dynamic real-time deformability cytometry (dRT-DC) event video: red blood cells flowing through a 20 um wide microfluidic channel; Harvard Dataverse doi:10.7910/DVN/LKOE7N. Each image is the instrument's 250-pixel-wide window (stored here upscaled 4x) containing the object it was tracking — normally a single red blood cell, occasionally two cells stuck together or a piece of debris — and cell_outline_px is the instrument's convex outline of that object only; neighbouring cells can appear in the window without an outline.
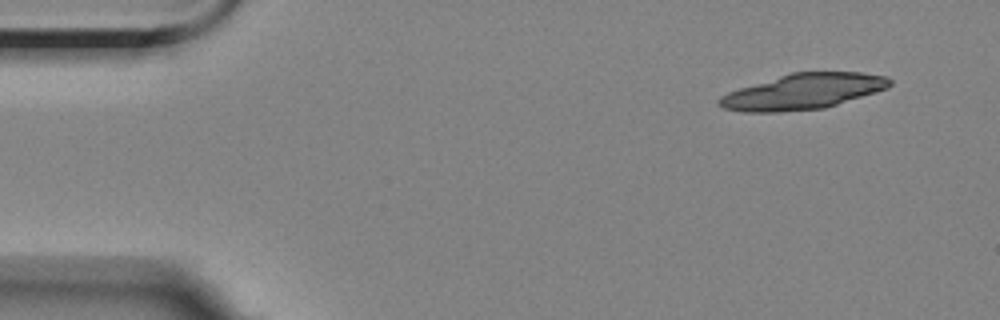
{"species": "Egyptian fruit bat (a non-hibernating species)", "species_latin": "Rousettus aegyptiacus", "temperature_condition": "room temperature", "stored_images_in_passage": 4, "camera_frame_rate_fps": 3000, "um_per_image_px": 0.085, "animal": {"sex": "female"}, "frame": {"image": 1, "passage_image": 1, "time_ms": 0.0, "image_size_px": [1000, 320], "cell_outline_px": [[892, 84], [888, 88], [876, 92], [824, 108], [780, 112], [744, 112], [724, 108], [716, 104], [716, 100], [720, 96], [728, 92], [740, 88], [792, 72], [860, 72], [888, 76], [892, 80]], "centroid_in_image_um": [68.27, 7.78], "position_along_channel_um": 16.7, "area_um2": 35.26}}